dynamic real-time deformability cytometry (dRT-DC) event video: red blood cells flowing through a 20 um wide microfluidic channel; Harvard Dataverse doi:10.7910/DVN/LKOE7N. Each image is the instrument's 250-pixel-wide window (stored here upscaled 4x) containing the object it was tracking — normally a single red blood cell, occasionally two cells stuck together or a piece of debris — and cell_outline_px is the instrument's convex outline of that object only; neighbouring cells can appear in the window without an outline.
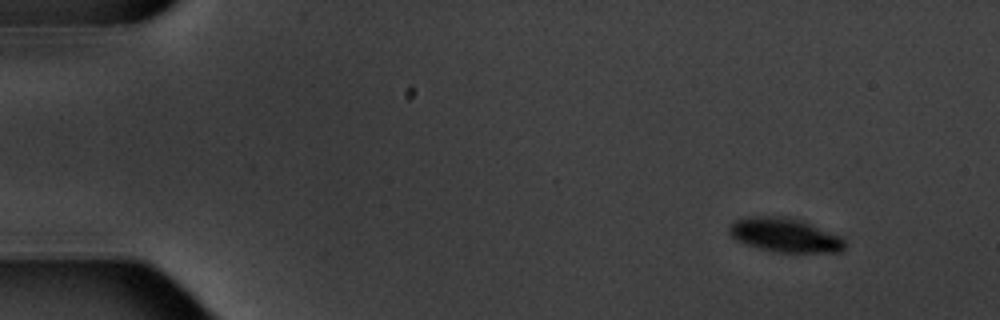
{"species": "common noctule bat (a hibernating species)", "species_latin": "Nyctalus noctula", "temperature_condition": "warm", "stored_images_in_passage": 10, "camera_frame_rate_fps": 3000, "um_per_image_px": 0.085, "animal": {"sex": "male", "body_mass_g": 20.1, "forearm_length_mm": 53.5}, "frame": {"image": 1, "passage_image": 1, "time_ms": 0.0, "image_size_px": [1000, 320], "cell_outline_px": [[844, 252], [776, 252], [744, 244], [736, 240], [728, 232], [728, 228], [736, 220], [756, 216], [776, 216], [796, 220], [808, 224], [840, 236], [844, 240]], "centroid_in_image_um": [66.69, 20.01], "position_along_channel_um": 18.3, "area_um2": 22.31}}
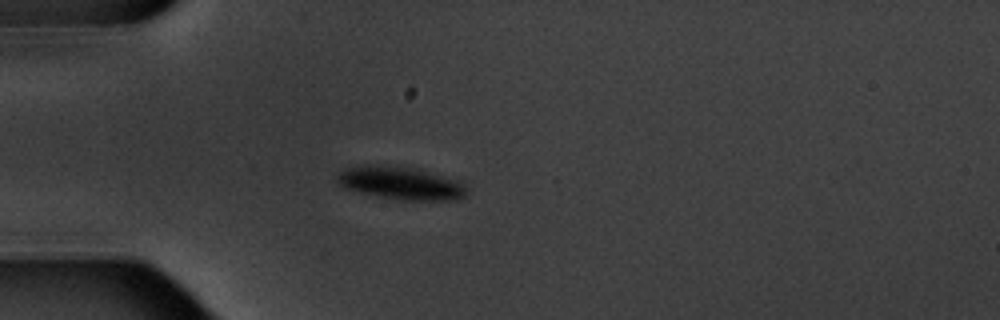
{"frame": {"image": 2, "passage_image": 4, "time_ms": 3.667, "image_size_px": [1000, 320], "cell_outline_px": [[464, 196], [456, 200], [400, 200], [380, 196], [344, 188], [336, 180], [336, 176], [340, 172], [348, 168], [360, 164], [376, 164], [412, 168], [460, 180], [464, 184]], "centroid_in_image_um": [34.03, 15.55], "position_along_channel_um": 51.0, "area_um2": 24.57}}
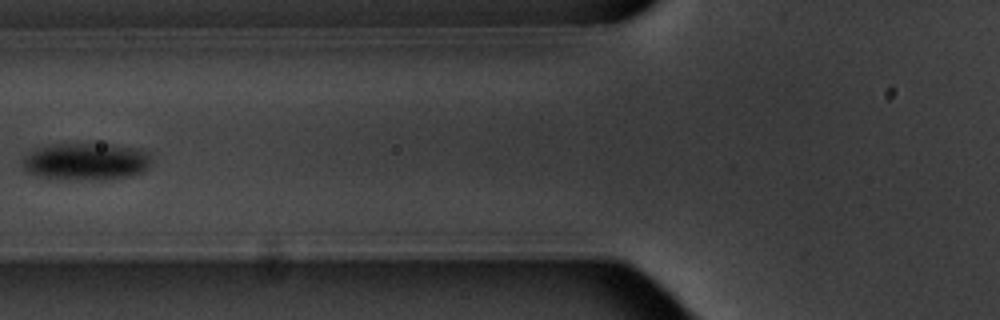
{"frame": {"image": 3, "passage_image": 6, "time_ms": 6.0, "image_size_px": [1000, 320], "cell_outline_px": [[152, 152], [148, 168], [144, 172], [132, 176], [100, 180], [76, 180], [40, 176], [24, 168], [24, 160], [36, 148], [56, 144], [108, 144], [140, 148]], "centroid_in_image_um": [7.46, 13.73], "position_along_channel_um": 118.3, "area_um2": 27.86}}